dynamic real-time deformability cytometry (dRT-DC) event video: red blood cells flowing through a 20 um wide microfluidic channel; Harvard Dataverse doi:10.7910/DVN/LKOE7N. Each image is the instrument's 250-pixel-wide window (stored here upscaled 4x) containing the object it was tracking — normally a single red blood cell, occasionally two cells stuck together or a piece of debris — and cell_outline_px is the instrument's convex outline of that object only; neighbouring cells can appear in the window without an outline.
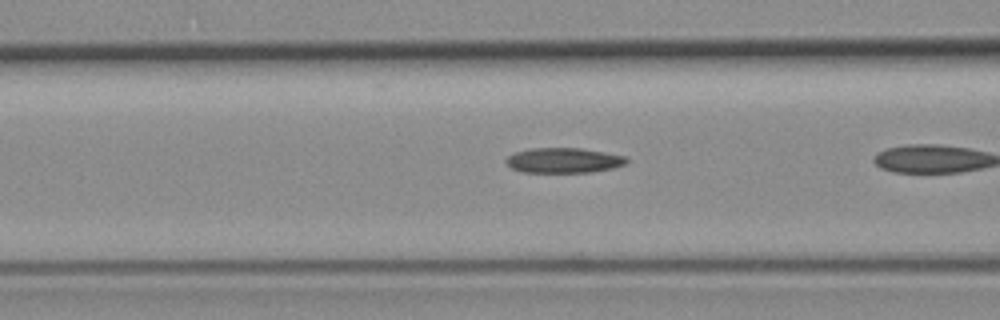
{"species": "common noctule bat (a hibernating species)", "species_latin": "Nyctalus noctula", "temperature_condition": "room temperature", "stored_images_in_passage": 8, "camera_frame_rate_fps": 3000, "um_per_image_px": 0.085, "animal": {"sex": "female", "body_mass_g": 19.3, "forearm_length_mm": 54.1}, "frame": {"image": 1, "passage_image": 6, "time_ms": 1.667, "image_size_px": [1000, 320], "cell_outline_px": [[628, 164], [612, 168], [592, 172], [520, 172], [512, 168], [504, 160], [508, 156], [516, 152], [532, 148], [580, 148], [604, 152], [624, 156], [628, 160]], "centroid_in_image_um": [47.92, 13.63], "position_along_channel_um": 118.7, "area_um2": 17.57}}